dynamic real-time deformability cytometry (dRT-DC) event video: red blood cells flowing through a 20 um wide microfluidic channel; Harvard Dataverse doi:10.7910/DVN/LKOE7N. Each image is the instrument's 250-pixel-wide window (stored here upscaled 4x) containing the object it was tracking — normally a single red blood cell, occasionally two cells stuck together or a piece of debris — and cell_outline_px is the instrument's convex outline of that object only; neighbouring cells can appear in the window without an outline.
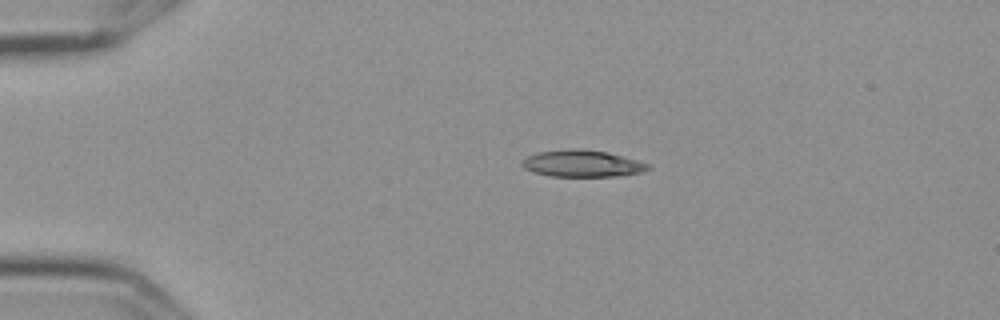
{"species": "Egyptian fruit bat (a non-hibernating species)", "species_latin": "Rousettus aegyptiacus", "temperature_condition": "cold", "stored_images_in_passage": 6, "camera_frame_rate_fps": 3000, "um_per_image_px": 0.085, "frame": {"image": 1, "passage_image": 6, "time_ms": 1.667, "image_size_px": [1000, 320], "cell_outline_px": [[652, 168], [644, 172], [620, 176], [548, 176], [532, 172], [524, 168], [520, 164], [520, 160], [528, 156], [540, 152], [572, 148], [576, 148], [608, 152], [636, 160], [648, 164]], "centroid_in_image_um": [49.47, 13.91], "position_along_channel_um": 35.5, "area_um2": 19.77}}